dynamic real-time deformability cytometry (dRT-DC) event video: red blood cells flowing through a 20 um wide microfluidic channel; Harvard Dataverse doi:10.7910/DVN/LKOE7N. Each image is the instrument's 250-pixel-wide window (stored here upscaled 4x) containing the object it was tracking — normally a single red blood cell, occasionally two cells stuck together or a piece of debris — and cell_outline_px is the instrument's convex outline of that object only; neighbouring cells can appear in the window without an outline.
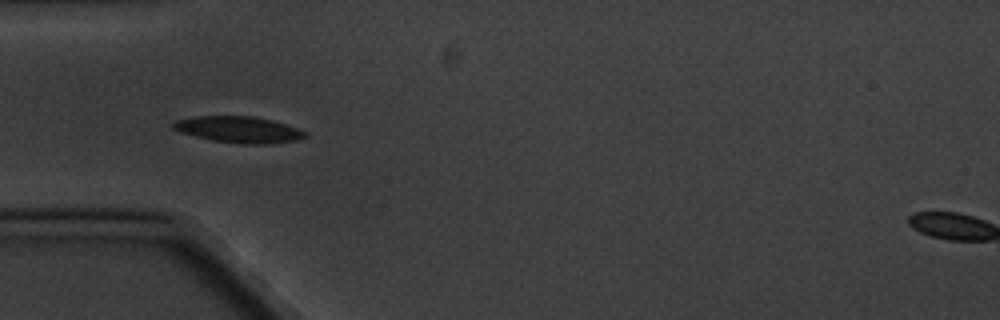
{"species": "common noctule bat (a hibernating species)", "species_latin": "Nyctalus noctula", "temperature_condition": "cold", "stored_images_in_passage": 8, "camera_frame_rate_fps": 3000, "um_per_image_px": 0.085, "animal": {"sex": "male", "body_mass_g": 20.1, "forearm_length_mm": 53.5}, "frame": {"image": 1, "passage_image": 3, "time_ms": 3.0, "image_size_px": [1000, 320], "cell_outline_px": [[308, 136], [296, 140], [268, 144], [244, 144], [212, 140], [180, 132], [172, 128], [172, 124], [176, 120], [196, 116], [252, 116], [272, 120], [308, 132]], "centroid_in_image_um": [20.3, 11.01], "position_along_channel_um": 64.7, "area_um2": 20.11}}
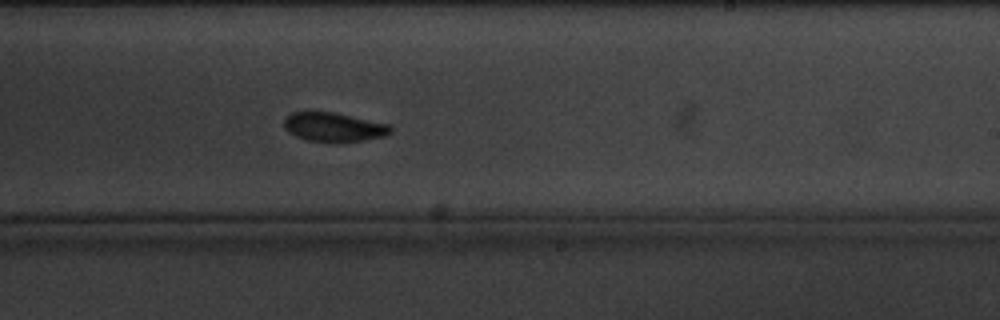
{"frame": {"image": 2, "passage_image": 8, "time_ms": 9.0, "image_size_px": [1000, 320], "cell_outline_px": [[392, 132], [384, 136], [364, 140], [336, 144], [332, 144], [304, 140], [288, 132], [284, 128], [284, 116], [292, 112], [308, 108], [332, 112], [392, 124]], "centroid_in_image_um": [28.31, 10.79], "position_along_channel_um": 260.7, "area_um2": 19.25}}